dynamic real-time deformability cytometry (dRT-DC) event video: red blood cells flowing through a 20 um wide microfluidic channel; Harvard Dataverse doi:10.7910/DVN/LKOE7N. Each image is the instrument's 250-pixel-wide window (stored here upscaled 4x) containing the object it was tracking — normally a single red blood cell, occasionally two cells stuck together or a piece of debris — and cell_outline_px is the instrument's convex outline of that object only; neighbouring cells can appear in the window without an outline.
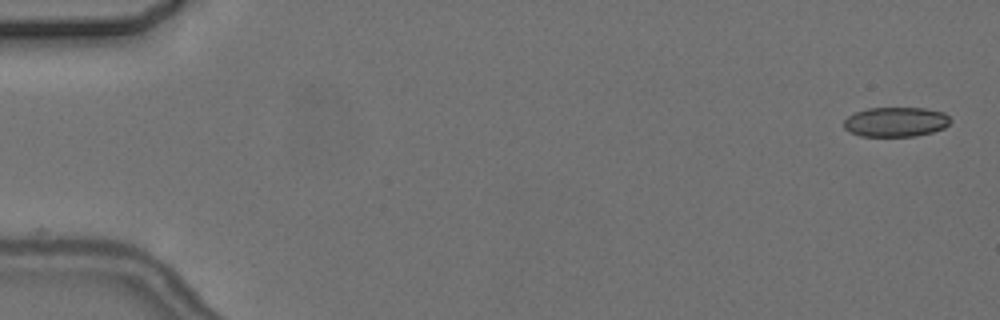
{"species": "common noctule bat (a hibernating species)", "species_latin": "Nyctalus noctula", "temperature_condition": "cold", "stored_images_in_passage": 10, "camera_frame_rate_fps": 3000, "um_per_image_px": 0.085, "animal": {"sex": "female", "body_mass_g": 24.6, "forearm_length_mm": 56.2}, "frame": {"image": 1, "passage_image": 1, "time_ms": 0.0, "image_size_px": [1000, 320], "cell_outline_px": [[952, 120], [944, 128], [932, 132], [916, 136], [860, 136], [848, 132], [844, 128], [844, 120], [848, 116], [856, 112], [868, 108], [924, 108], [944, 112]], "centroid_in_image_um": [76.13, 10.36], "position_along_channel_um": 8.9, "area_um2": 18.5}}
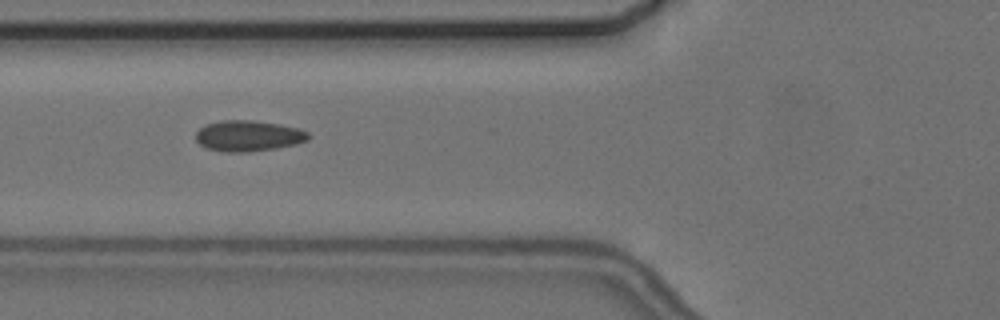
{"frame": {"image": 2, "passage_image": 6, "time_ms": 6.667, "image_size_px": [1000, 320], "cell_outline_px": [[312, 136], [308, 140], [296, 144], [276, 148], [248, 152], [224, 152], [208, 148], [200, 144], [196, 140], [196, 132], [200, 128], [208, 124], [220, 120], [252, 120], [280, 124], [300, 128], [308, 132]], "centroid_in_image_um": [21.15, 11.54], "position_along_channel_um": 104.6, "area_um2": 20.35}}
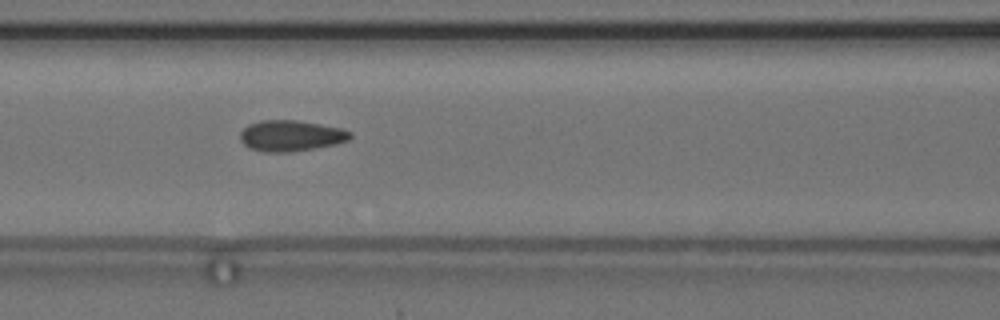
{"frame": {"image": 3, "passage_image": 7, "time_ms": 7.667, "image_size_px": [1000, 320], "cell_outline_px": [[352, 136], [348, 140], [336, 144], [288, 152], [264, 152], [248, 148], [240, 140], [240, 132], [248, 124], [260, 120], [296, 120], [344, 128], [352, 132]], "centroid_in_image_um": [24.72, 11.53], "position_along_channel_um": 141.9, "area_um2": 19.94}}